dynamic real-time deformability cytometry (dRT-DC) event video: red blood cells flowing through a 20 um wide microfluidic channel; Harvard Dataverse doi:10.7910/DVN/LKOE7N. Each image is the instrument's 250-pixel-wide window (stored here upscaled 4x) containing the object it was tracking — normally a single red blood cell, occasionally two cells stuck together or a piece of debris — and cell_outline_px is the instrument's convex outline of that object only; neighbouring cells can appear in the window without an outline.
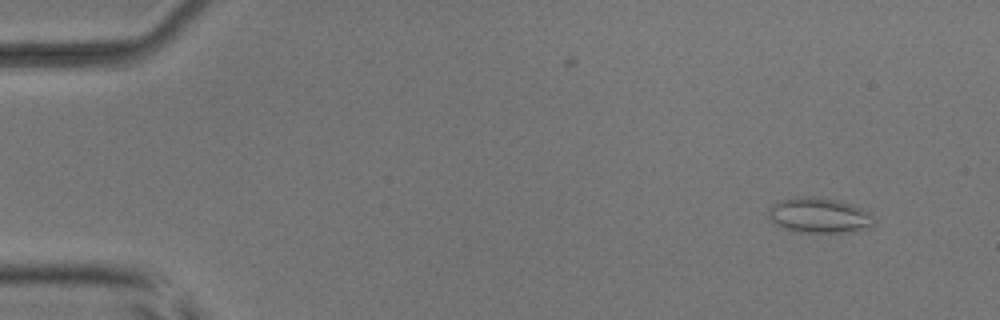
{"species": "common noctule bat (a hibernating species)", "species_latin": "Nyctalus noctula", "temperature_condition": "room temperature", "stored_images_in_passage": 2, "camera_frame_rate_fps": 3000, "um_per_image_px": 0.085, "animal": {"sex": "male", "body_mass_g": 17.9, "forearm_length_mm": 54.2}, "frame": {"image": 1, "passage_image": 2, "time_ms": 2.333, "image_size_px": [1000, 320], "cell_outline_px": [[876, 220], [872, 228], [856, 232], [796, 232], [784, 228], [776, 224], [768, 216], [768, 208], [772, 204], [780, 200], [792, 196], [816, 196], [840, 200], [852, 204], [872, 212]], "centroid_in_image_um": [69.69, 18.29], "position_along_channel_um": 15.3, "area_um2": 22.43}}